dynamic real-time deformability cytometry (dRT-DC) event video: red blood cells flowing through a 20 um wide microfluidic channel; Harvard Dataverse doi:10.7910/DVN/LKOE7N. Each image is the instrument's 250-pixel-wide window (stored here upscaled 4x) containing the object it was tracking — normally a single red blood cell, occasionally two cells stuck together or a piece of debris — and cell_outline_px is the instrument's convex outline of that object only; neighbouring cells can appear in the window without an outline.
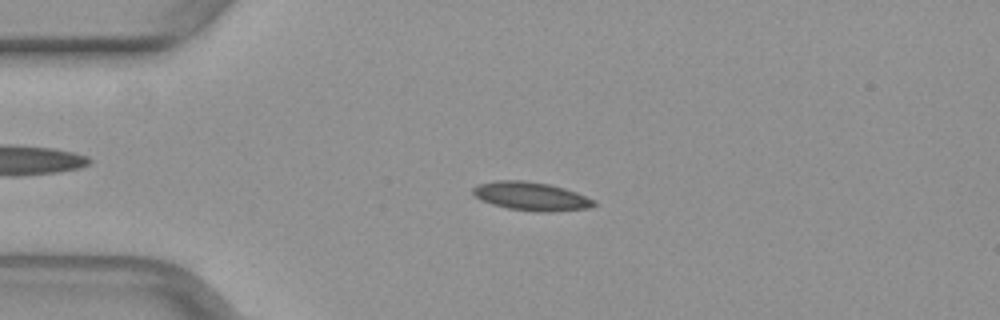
{"species": "common noctule bat (a hibernating species)", "species_latin": "Nyctalus noctula", "temperature_condition": "warm", "stored_images_in_passage": 50, "camera_frame_rate_fps": 3000, "um_per_image_px": 0.085, "animal": {"sex": "female", "body_mass_g": 29.2, "forearm_length_mm": 56.3}, "frame": {"image": 1, "passage_image": 12, "time_ms": 3.667, "image_size_px": [1000, 320], "cell_outline_px": [[596, 204], [592, 208], [552, 212], [536, 212], [508, 208], [492, 204], [480, 200], [472, 196], [472, 188], [476, 184], [496, 180], [524, 180], [548, 184], [564, 188], [576, 192], [596, 200]], "centroid_in_image_um": [45.13, 16.68], "position_along_channel_um": 39.9, "area_um2": 20.46}}
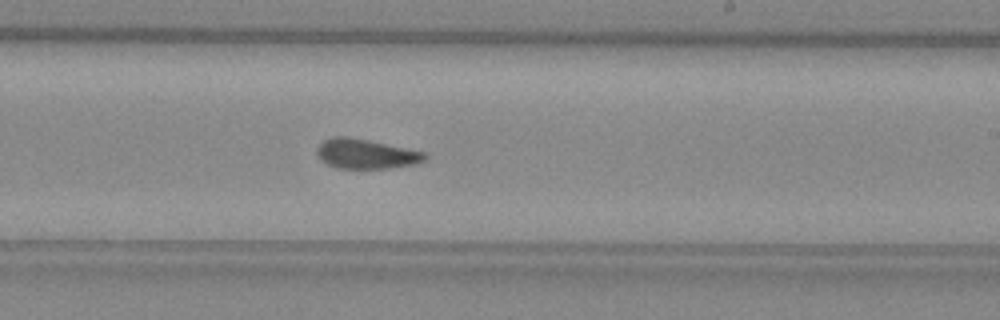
{"frame": {"image": 2, "passage_image": 30, "time_ms": 9.667, "image_size_px": [1000, 320], "cell_outline_px": [[428, 156], [424, 160], [412, 164], [388, 168], [336, 168], [328, 164], [316, 152], [316, 148], [324, 140], [332, 136], [348, 136], [368, 140], [424, 152]], "centroid_in_image_um": [31.08, 13.07], "position_along_channel_um": 257.9, "area_um2": 18.32}}
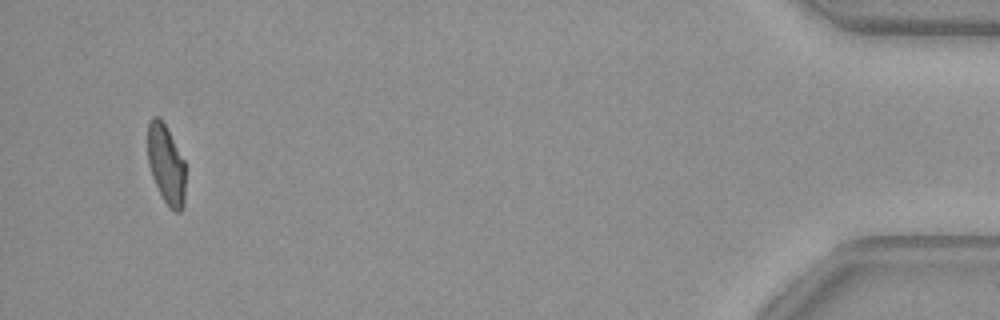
{"frame": {"image": 3, "passage_image": 48, "time_ms": 15.667, "image_size_px": [1000, 320], "cell_outline_px": [[184, 208], [180, 212], [176, 212], [168, 208], [152, 176], [148, 164], [148, 120], [152, 116], [160, 116], [184, 160]], "centroid_in_image_um": [14.11, 13.97], "position_along_channel_um": 421.1, "area_um2": 17.4}}